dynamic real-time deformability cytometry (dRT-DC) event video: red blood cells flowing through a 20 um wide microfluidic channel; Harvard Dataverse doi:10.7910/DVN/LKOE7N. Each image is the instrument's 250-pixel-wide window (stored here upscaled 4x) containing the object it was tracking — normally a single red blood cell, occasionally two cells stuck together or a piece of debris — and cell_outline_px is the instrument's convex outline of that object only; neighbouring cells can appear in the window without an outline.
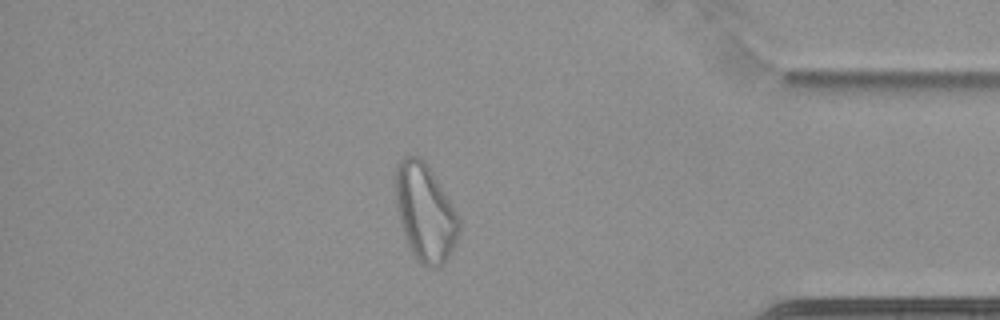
{"species": "common noctule bat (a hibernating species)", "species_latin": "Nyctalus noctula", "temperature_condition": "cold", "stored_images_in_passage": 67, "camera_frame_rate_fps": 3000, "um_per_image_px": 0.085, "animal": {"sex": "female", "body_mass_g": 22.7, "forearm_length_mm": 54.2}, "frame": {"image": 1, "passage_image": 58, "time_ms": 19.0, "image_size_px": [1000, 320], "cell_outline_px": [[460, 232], [444, 264], [432, 268], [420, 264], [412, 252], [408, 244], [400, 224], [396, 208], [396, 164], [404, 156], [420, 156], [424, 160], [432, 172], [456, 212], [460, 220]], "centroid_in_image_um": [36.12, 18.06], "position_along_channel_um": 399.1, "area_um2": 35.66}}